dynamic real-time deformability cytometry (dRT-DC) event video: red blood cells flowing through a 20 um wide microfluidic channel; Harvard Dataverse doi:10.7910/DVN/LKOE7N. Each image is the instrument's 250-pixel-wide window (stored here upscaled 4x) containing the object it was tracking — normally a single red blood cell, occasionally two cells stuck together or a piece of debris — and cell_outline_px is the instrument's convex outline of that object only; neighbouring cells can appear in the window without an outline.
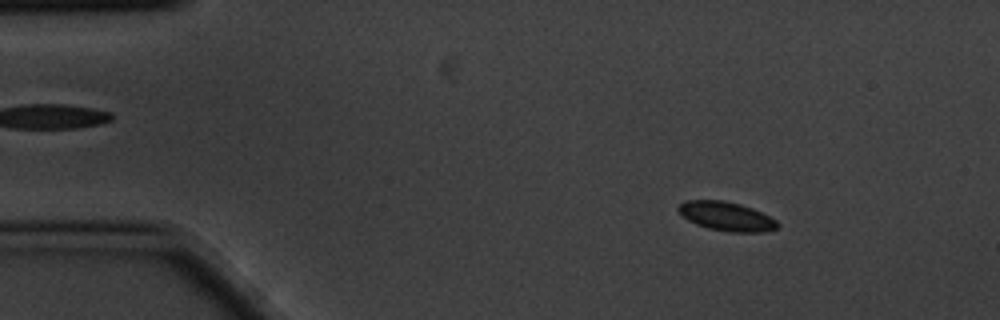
{"species": "common noctule bat (a hibernating species)", "species_latin": "Nyctalus noctula", "temperature_condition": "cold", "stored_images_in_passage": 8, "camera_frame_rate_fps": 3000, "um_per_image_px": 0.085, "animal": {"sex": "male", "body_mass_g": 20.1, "forearm_length_mm": 53.5}, "frame": {"image": 1, "passage_image": 2, "time_ms": 0.333, "image_size_px": [1000, 320], "cell_outline_px": [[780, 224], [776, 228], [764, 232], [728, 232], [708, 228], [696, 224], [688, 220], [676, 208], [684, 200], [724, 200], [740, 204], [752, 208], [776, 220]], "centroid_in_image_um": [61.74, 18.38], "position_along_channel_um": 23.3, "area_um2": 16.7}}
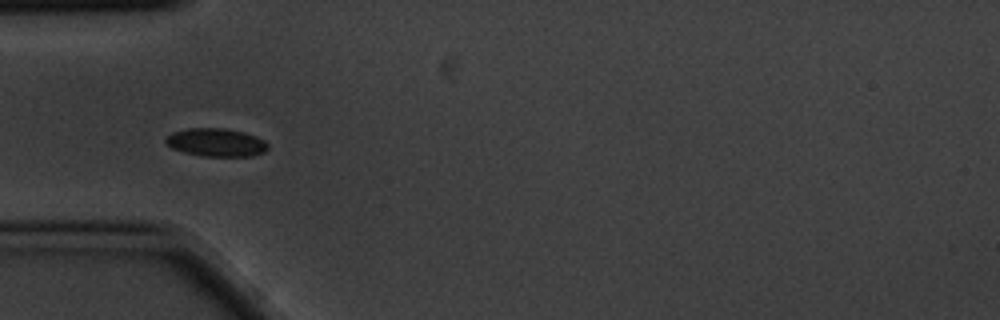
{"frame": {"image": 2, "passage_image": 5, "time_ms": 1.333, "image_size_px": [1000, 320], "cell_outline_px": [[268, 148], [264, 152], [252, 156], [204, 156], [184, 152], [172, 148], [164, 140], [172, 132], [188, 128], [228, 128], [244, 132], [256, 136], [264, 140], [268, 144]], "centroid_in_image_um": [18.4, 12.1], "position_along_channel_um": 66.6, "area_um2": 16.76}}